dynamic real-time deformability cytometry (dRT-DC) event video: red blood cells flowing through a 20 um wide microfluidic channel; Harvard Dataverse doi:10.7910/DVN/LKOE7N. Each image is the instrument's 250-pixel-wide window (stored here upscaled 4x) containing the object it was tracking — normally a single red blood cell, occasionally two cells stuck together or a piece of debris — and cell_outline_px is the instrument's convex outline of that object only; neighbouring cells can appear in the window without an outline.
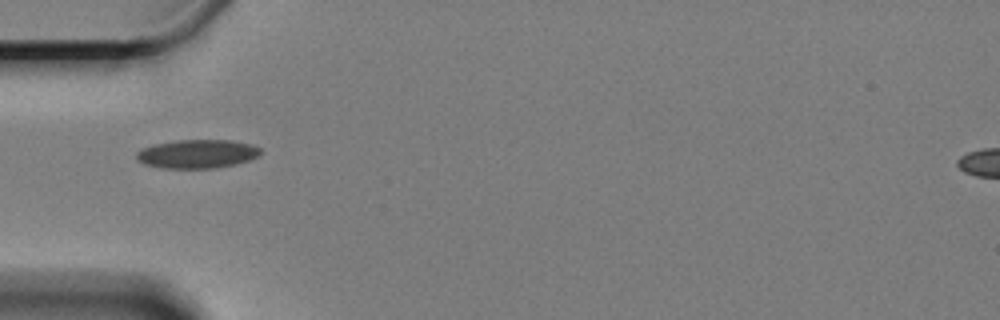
{"species": "Egyptian fruit bat (a non-hibernating species)", "species_latin": "Rousettus aegyptiacus", "temperature_condition": "cold", "stored_images_in_passage": 15, "camera_frame_rate_fps": 3000, "um_per_image_px": 0.085, "animal": {"sex": "female"}, "frame": {"image": 1, "passage_image": 1, "time_ms": 0.0, "image_size_px": [1000, 320], "cell_outline_px": [[260, 156], [236, 164], [216, 168], [164, 168], [144, 164], [136, 160], [136, 152], [144, 148], [156, 144], [176, 140], [232, 140], [252, 144], [260, 148]], "centroid_in_image_um": [16.78, 13.08], "position_along_channel_um": 68.2, "area_um2": 20.75}}
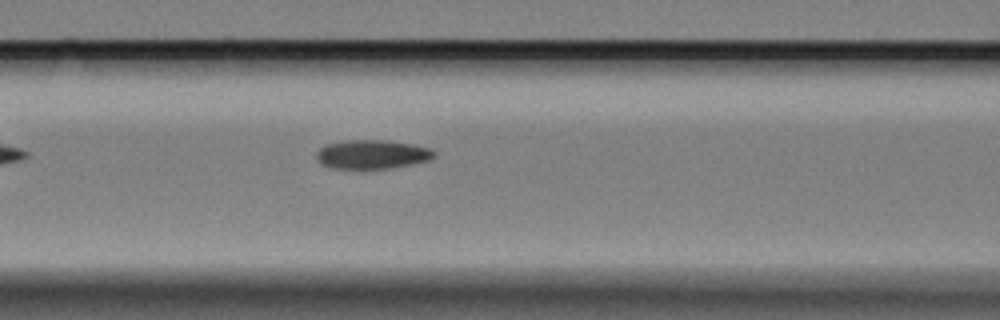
{"frame": {"image": 2, "passage_image": 7, "time_ms": 2.0, "image_size_px": [1000, 320], "cell_outline_px": [[436, 156], [428, 160], [412, 164], [392, 168], [332, 168], [316, 160], [316, 152], [320, 148], [328, 144], [344, 140], [388, 140], [412, 144], [432, 148], [436, 152]], "centroid_in_image_um": [31.66, 13.11], "position_along_channel_um": 134.9, "area_um2": 19.88}}
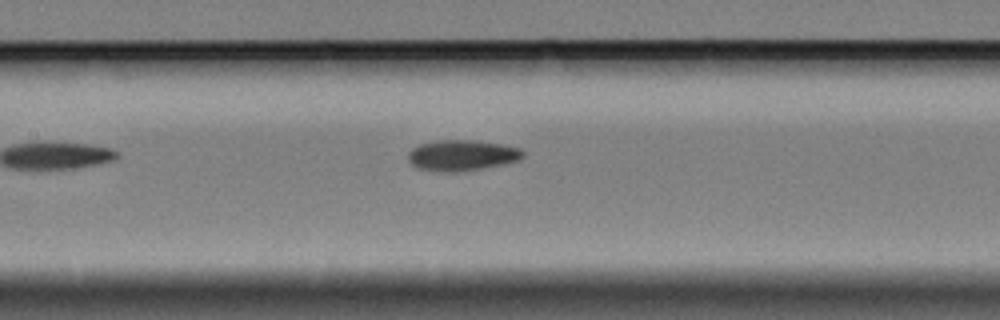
{"frame": {"image": 3, "passage_image": 10, "time_ms": 3.0, "image_size_px": [1000, 320], "cell_outline_px": [[524, 156], [520, 160], [504, 164], [480, 168], [452, 172], [448, 172], [416, 168], [408, 160], [408, 152], [412, 148], [420, 144], [432, 140], [476, 140], [500, 144], [520, 148], [524, 152]], "centroid_in_image_um": [39.25, 13.18], "position_along_channel_um": 168.1, "area_um2": 20.58}}